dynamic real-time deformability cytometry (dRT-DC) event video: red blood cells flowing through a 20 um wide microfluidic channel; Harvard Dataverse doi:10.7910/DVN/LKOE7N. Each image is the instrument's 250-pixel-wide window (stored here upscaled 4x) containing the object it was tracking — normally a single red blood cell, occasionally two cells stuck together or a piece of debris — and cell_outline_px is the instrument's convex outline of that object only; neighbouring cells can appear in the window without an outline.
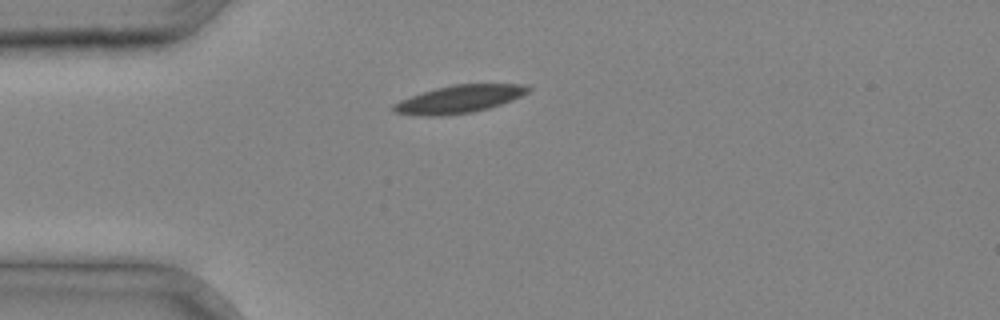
{"species": "common noctule bat (a hibernating species)", "species_latin": "Nyctalus noctula", "temperature_condition": "cold", "stored_images_in_passage": 25, "camera_frame_rate_fps": 3000, "um_per_image_px": 0.085, "animal": {"sex": "male", "body_mass_g": 20.4}, "frame": {"image": 1, "passage_image": 1, "time_ms": 0.0, "image_size_px": [1000, 320], "cell_outline_px": [[532, 88], [528, 92], [512, 100], [488, 108], [472, 112], [440, 116], [424, 116], [392, 112], [392, 104], [400, 100], [436, 88], [452, 84], [524, 84]], "centroid_in_image_um": [39.02, 8.42], "position_along_channel_um": 46.0, "area_um2": 21.62}}
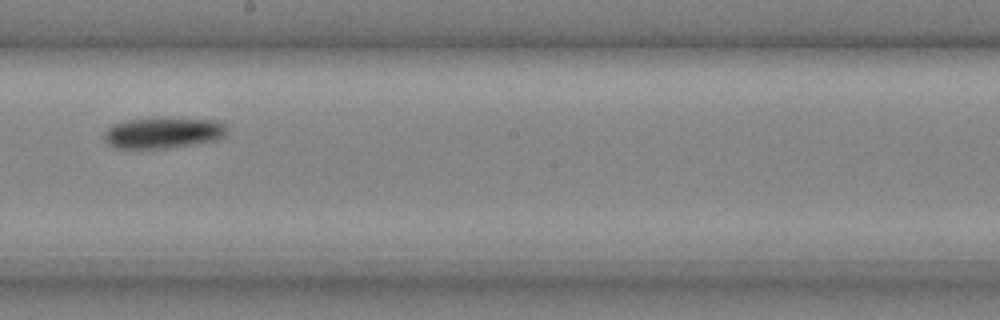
{"frame": {"image": 2, "passage_image": 13, "time_ms": 4.0, "image_size_px": [1000, 320], "cell_outline_px": [[228, 132], [224, 136], [216, 140], [192, 144], [164, 148], [116, 148], [108, 144], [104, 140], [104, 132], [112, 124], [128, 120], [172, 116], [220, 120], [228, 128]], "centroid_in_image_um": [13.92, 11.25], "position_along_channel_um": 234.3, "area_um2": 22.77}}
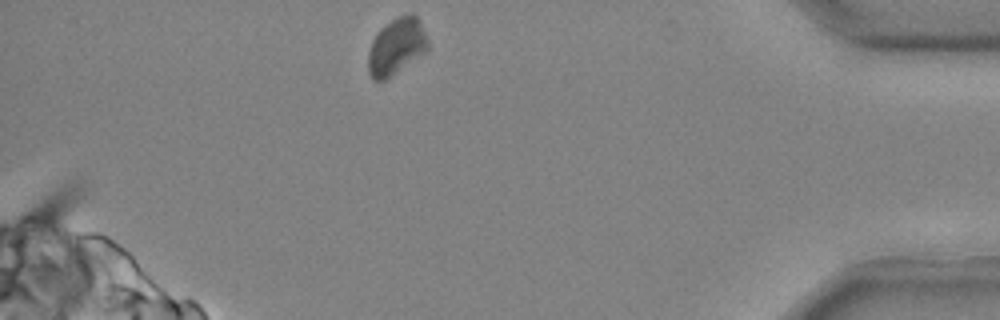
{"frame": {"image": 3, "passage_image": 25, "time_ms": 8.0, "image_size_px": [1000, 320], "cell_outline_px": [[428, 52], [384, 80], [372, 80], [368, 72], [368, 52], [372, 40], [392, 20], [400, 16], [412, 12], [420, 20], [428, 36]], "centroid_in_image_um": [33.74, 3.97], "position_along_channel_um": 401.5, "area_um2": 19.65}}